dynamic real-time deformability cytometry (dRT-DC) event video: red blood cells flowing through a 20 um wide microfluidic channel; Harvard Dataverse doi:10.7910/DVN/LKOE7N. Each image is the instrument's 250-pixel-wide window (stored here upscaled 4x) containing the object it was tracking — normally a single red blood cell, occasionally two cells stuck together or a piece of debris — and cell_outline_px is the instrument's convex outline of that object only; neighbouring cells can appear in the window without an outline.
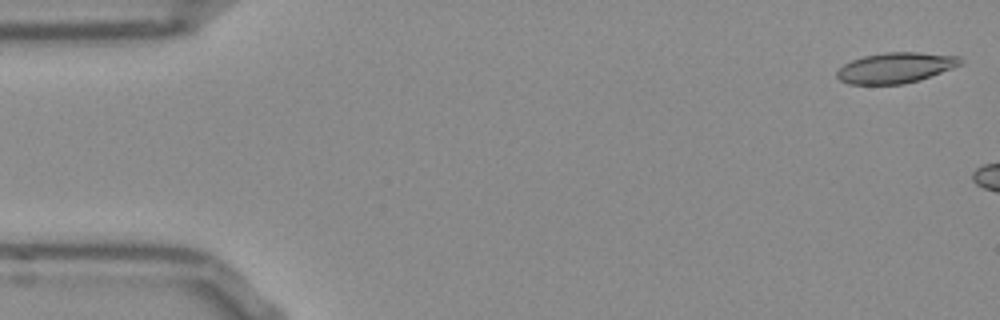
{"species": "Egyptian fruit bat (a non-hibernating species)", "species_latin": "Rousettus aegyptiacus", "temperature_condition": "room temperature", "stored_images_in_passage": 5, "camera_frame_rate_fps": 3000, "um_per_image_px": 0.085, "frame": {"image": 1, "passage_image": 1, "time_ms": 0.0, "image_size_px": [1000, 320], "cell_outline_px": [[964, 64], [920, 80], [904, 84], [848, 84], [840, 80], [836, 76], [836, 72], [844, 64], [852, 60], [864, 56], [884, 52], [920, 52], [960, 56], [964, 60]], "centroid_in_image_um": [76.17, 5.75], "position_along_channel_um": 8.8, "area_um2": 22.2}}